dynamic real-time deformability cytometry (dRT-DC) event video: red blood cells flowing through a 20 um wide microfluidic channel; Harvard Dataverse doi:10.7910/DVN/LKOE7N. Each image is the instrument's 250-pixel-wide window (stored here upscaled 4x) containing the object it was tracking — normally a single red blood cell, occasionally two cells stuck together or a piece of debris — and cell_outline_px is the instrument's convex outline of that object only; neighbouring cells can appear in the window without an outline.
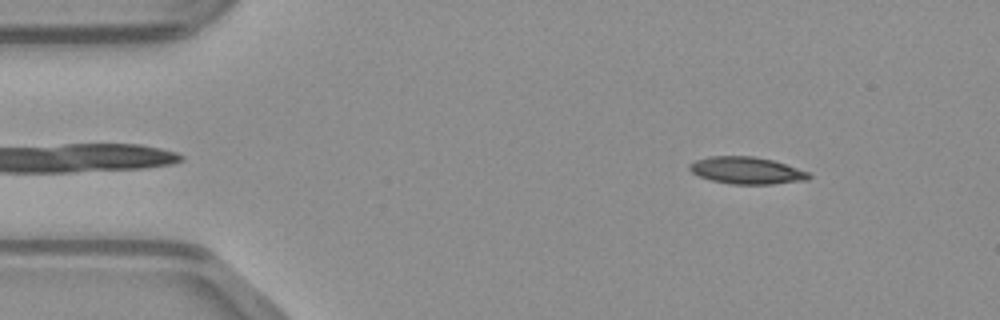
{"species": "common noctule bat (a hibernating species)", "species_latin": "Nyctalus noctula", "temperature_condition": "warm", "stored_images_in_passage": 46, "camera_frame_rate_fps": 3000, "um_per_image_px": 0.085, "animal": {"sex": "male", "body_mass_g": 23.1, "forearm_length_mm": 52.7}, "frame": {"image": 1, "passage_image": 4, "time_ms": 1.0, "image_size_px": [1000, 320], "cell_outline_px": [[812, 176], [808, 180], [772, 184], [732, 184], [712, 180], [700, 176], [692, 172], [688, 168], [688, 164], [696, 160], [708, 156], [752, 156], [772, 160], [808, 172]], "centroid_in_image_um": [63.45, 14.49], "position_along_channel_um": 21.6, "area_um2": 18.67}}
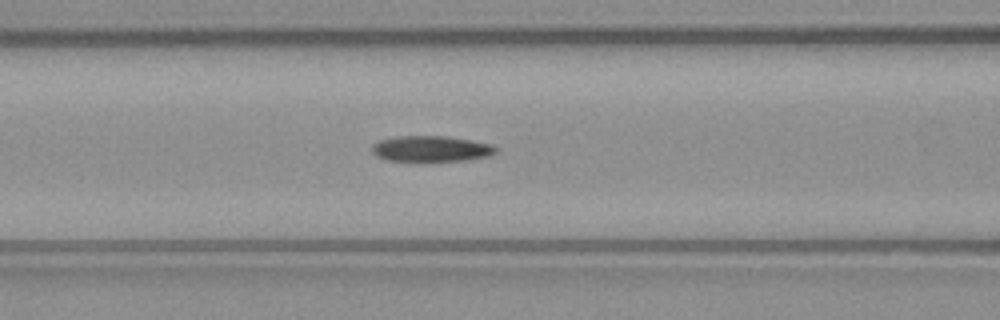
{"frame": {"image": 2, "passage_image": 17, "time_ms": 5.333, "image_size_px": [1000, 320], "cell_outline_px": [[496, 152], [488, 156], [468, 160], [420, 164], [388, 160], [376, 156], [372, 152], [372, 144], [380, 140], [400, 136], [444, 136], [492, 144], [496, 148]], "centroid_in_image_um": [36.6, 12.7], "position_along_channel_um": 130.0, "area_um2": 19.36}}
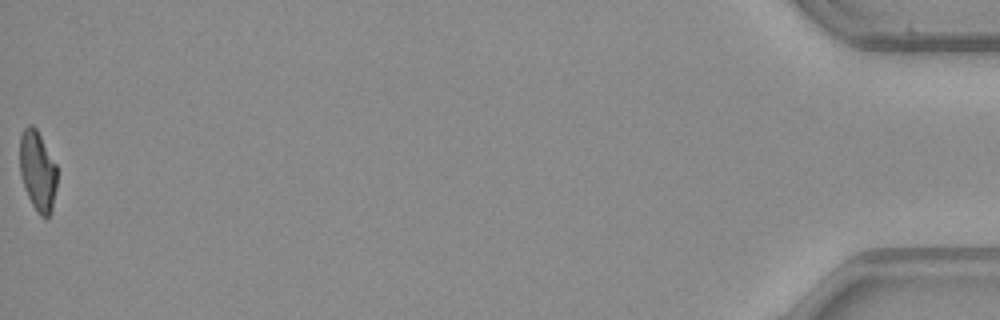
{"frame": {"image": 3, "passage_image": 46, "time_ms": 15.0, "image_size_px": [1000, 320], "cell_outline_px": [[56, 188], [52, 212], [48, 216], [40, 216], [32, 204], [28, 196], [20, 172], [20, 136], [24, 128], [28, 124], [32, 124], [36, 128], [56, 164]], "centroid_in_image_um": [3.2, 14.51], "position_along_channel_um": 432.0, "area_um2": 17.22}}